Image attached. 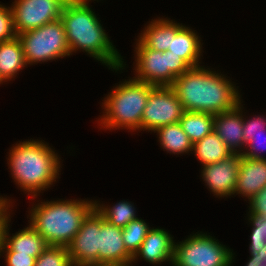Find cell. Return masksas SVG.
Instances as JSON below:
<instances>
[{
  "instance_id": "obj_23",
  "label": "cell",
  "mask_w": 266,
  "mask_h": 266,
  "mask_svg": "<svg viewBox=\"0 0 266 266\" xmlns=\"http://www.w3.org/2000/svg\"><path fill=\"white\" fill-rule=\"evenodd\" d=\"M154 132L159 135L162 148L170 153H187L193 149V143L179 122L159 127Z\"/></svg>"
},
{
  "instance_id": "obj_3",
  "label": "cell",
  "mask_w": 266,
  "mask_h": 266,
  "mask_svg": "<svg viewBox=\"0 0 266 266\" xmlns=\"http://www.w3.org/2000/svg\"><path fill=\"white\" fill-rule=\"evenodd\" d=\"M8 160L16 183L33 197L56 181L61 166L58 155L48 145L33 139L13 146Z\"/></svg>"
},
{
  "instance_id": "obj_14",
  "label": "cell",
  "mask_w": 266,
  "mask_h": 266,
  "mask_svg": "<svg viewBox=\"0 0 266 266\" xmlns=\"http://www.w3.org/2000/svg\"><path fill=\"white\" fill-rule=\"evenodd\" d=\"M174 246L175 242L167 231L160 228H152L148 231L131 262H135L140 256L146 262L148 261L152 264H159L164 261L173 263Z\"/></svg>"
},
{
  "instance_id": "obj_34",
  "label": "cell",
  "mask_w": 266,
  "mask_h": 266,
  "mask_svg": "<svg viewBox=\"0 0 266 266\" xmlns=\"http://www.w3.org/2000/svg\"><path fill=\"white\" fill-rule=\"evenodd\" d=\"M9 206L10 202L8 199L0 197V225H5L8 216H10L7 212V210H9Z\"/></svg>"
},
{
  "instance_id": "obj_10",
  "label": "cell",
  "mask_w": 266,
  "mask_h": 266,
  "mask_svg": "<svg viewBox=\"0 0 266 266\" xmlns=\"http://www.w3.org/2000/svg\"><path fill=\"white\" fill-rule=\"evenodd\" d=\"M68 0H15L11 11L16 35L60 19Z\"/></svg>"
},
{
  "instance_id": "obj_20",
  "label": "cell",
  "mask_w": 266,
  "mask_h": 266,
  "mask_svg": "<svg viewBox=\"0 0 266 266\" xmlns=\"http://www.w3.org/2000/svg\"><path fill=\"white\" fill-rule=\"evenodd\" d=\"M27 66L23 47L16 37L7 42L0 43V80L6 82L15 77L17 72Z\"/></svg>"
},
{
  "instance_id": "obj_17",
  "label": "cell",
  "mask_w": 266,
  "mask_h": 266,
  "mask_svg": "<svg viewBox=\"0 0 266 266\" xmlns=\"http://www.w3.org/2000/svg\"><path fill=\"white\" fill-rule=\"evenodd\" d=\"M9 220L8 217L3 228V241L0 253L6 250L5 252L29 254L37 258L49 246L46 240L30 224L10 237L8 231Z\"/></svg>"
},
{
  "instance_id": "obj_2",
  "label": "cell",
  "mask_w": 266,
  "mask_h": 266,
  "mask_svg": "<svg viewBox=\"0 0 266 266\" xmlns=\"http://www.w3.org/2000/svg\"><path fill=\"white\" fill-rule=\"evenodd\" d=\"M87 1L68 0L62 10L60 19L64 25L70 53L72 55V52L82 49L109 66V69L117 71L124 67V61Z\"/></svg>"
},
{
  "instance_id": "obj_27",
  "label": "cell",
  "mask_w": 266,
  "mask_h": 266,
  "mask_svg": "<svg viewBox=\"0 0 266 266\" xmlns=\"http://www.w3.org/2000/svg\"><path fill=\"white\" fill-rule=\"evenodd\" d=\"M253 229L251 233L250 253H257L266 243V215L263 217L249 214Z\"/></svg>"
},
{
  "instance_id": "obj_24",
  "label": "cell",
  "mask_w": 266,
  "mask_h": 266,
  "mask_svg": "<svg viewBox=\"0 0 266 266\" xmlns=\"http://www.w3.org/2000/svg\"><path fill=\"white\" fill-rule=\"evenodd\" d=\"M95 208L108 223L120 228H124L129 222L138 218L135 208L127 201L118 202L112 207L101 206L95 201Z\"/></svg>"
},
{
  "instance_id": "obj_18",
  "label": "cell",
  "mask_w": 266,
  "mask_h": 266,
  "mask_svg": "<svg viewBox=\"0 0 266 266\" xmlns=\"http://www.w3.org/2000/svg\"><path fill=\"white\" fill-rule=\"evenodd\" d=\"M201 39L189 27L183 26L176 35H171V43L168 47L170 54L180 56L191 68L199 65L201 53Z\"/></svg>"
},
{
  "instance_id": "obj_33",
  "label": "cell",
  "mask_w": 266,
  "mask_h": 266,
  "mask_svg": "<svg viewBox=\"0 0 266 266\" xmlns=\"http://www.w3.org/2000/svg\"><path fill=\"white\" fill-rule=\"evenodd\" d=\"M251 258L246 266H266V243L257 253H250Z\"/></svg>"
},
{
  "instance_id": "obj_7",
  "label": "cell",
  "mask_w": 266,
  "mask_h": 266,
  "mask_svg": "<svg viewBox=\"0 0 266 266\" xmlns=\"http://www.w3.org/2000/svg\"><path fill=\"white\" fill-rule=\"evenodd\" d=\"M17 37L22 44L26 64L55 60L71 54L61 19L23 32Z\"/></svg>"
},
{
  "instance_id": "obj_30",
  "label": "cell",
  "mask_w": 266,
  "mask_h": 266,
  "mask_svg": "<svg viewBox=\"0 0 266 266\" xmlns=\"http://www.w3.org/2000/svg\"><path fill=\"white\" fill-rule=\"evenodd\" d=\"M249 213L263 217L266 215V187L260 190L250 200Z\"/></svg>"
},
{
  "instance_id": "obj_1",
  "label": "cell",
  "mask_w": 266,
  "mask_h": 266,
  "mask_svg": "<svg viewBox=\"0 0 266 266\" xmlns=\"http://www.w3.org/2000/svg\"><path fill=\"white\" fill-rule=\"evenodd\" d=\"M171 87L184 111L216 115L234 109L241 102L237 89L224 75L201 66L178 76Z\"/></svg>"
},
{
  "instance_id": "obj_19",
  "label": "cell",
  "mask_w": 266,
  "mask_h": 266,
  "mask_svg": "<svg viewBox=\"0 0 266 266\" xmlns=\"http://www.w3.org/2000/svg\"><path fill=\"white\" fill-rule=\"evenodd\" d=\"M183 27L172 20L157 19L151 21L141 33L139 41L146 47L157 51H167L171 43V35L176 33Z\"/></svg>"
},
{
  "instance_id": "obj_8",
  "label": "cell",
  "mask_w": 266,
  "mask_h": 266,
  "mask_svg": "<svg viewBox=\"0 0 266 266\" xmlns=\"http://www.w3.org/2000/svg\"><path fill=\"white\" fill-rule=\"evenodd\" d=\"M233 253L212 236L197 233L174 246L173 266H231Z\"/></svg>"
},
{
  "instance_id": "obj_11",
  "label": "cell",
  "mask_w": 266,
  "mask_h": 266,
  "mask_svg": "<svg viewBox=\"0 0 266 266\" xmlns=\"http://www.w3.org/2000/svg\"><path fill=\"white\" fill-rule=\"evenodd\" d=\"M104 221L96 208L83 220L81 228L67 246L73 266L98 264L99 229Z\"/></svg>"
},
{
  "instance_id": "obj_36",
  "label": "cell",
  "mask_w": 266,
  "mask_h": 266,
  "mask_svg": "<svg viewBox=\"0 0 266 266\" xmlns=\"http://www.w3.org/2000/svg\"><path fill=\"white\" fill-rule=\"evenodd\" d=\"M3 228H4V225H0V249H1V244L3 241ZM0 255H1V253H0Z\"/></svg>"
},
{
  "instance_id": "obj_16",
  "label": "cell",
  "mask_w": 266,
  "mask_h": 266,
  "mask_svg": "<svg viewBox=\"0 0 266 266\" xmlns=\"http://www.w3.org/2000/svg\"><path fill=\"white\" fill-rule=\"evenodd\" d=\"M266 187V158L250 159L241 155L234 194H242L250 200Z\"/></svg>"
},
{
  "instance_id": "obj_22",
  "label": "cell",
  "mask_w": 266,
  "mask_h": 266,
  "mask_svg": "<svg viewBox=\"0 0 266 266\" xmlns=\"http://www.w3.org/2000/svg\"><path fill=\"white\" fill-rule=\"evenodd\" d=\"M179 123L193 144L214 131V115L208 113L184 111Z\"/></svg>"
},
{
  "instance_id": "obj_13",
  "label": "cell",
  "mask_w": 266,
  "mask_h": 266,
  "mask_svg": "<svg viewBox=\"0 0 266 266\" xmlns=\"http://www.w3.org/2000/svg\"><path fill=\"white\" fill-rule=\"evenodd\" d=\"M132 256L127 252L122 228L111 225L106 220L99 229L98 264L131 262Z\"/></svg>"
},
{
  "instance_id": "obj_32",
  "label": "cell",
  "mask_w": 266,
  "mask_h": 266,
  "mask_svg": "<svg viewBox=\"0 0 266 266\" xmlns=\"http://www.w3.org/2000/svg\"><path fill=\"white\" fill-rule=\"evenodd\" d=\"M261 116L254 117L252 120H247V122L243 119V134H258L266 131V119Z\"/></svg>"
},
{
  "instance_id": "obj_31",
  "label": "cell",
  "mask_w": 266,
  "mask_h": 266,
  "mask_svg": "<svg viewBox=\"0 0 266 266\" xmlns=\"http://www.w3.org/2000/svg\"><path fill=\"white\" fill-rule=\"evenodd\" d=\"M7 266H34L36 258L29 254H18V252H6Z\"/></svg>"
},
{
  "instance_id": "obj_15",
  "label": "cell",
  "mask_w": 266,
  "mask_h": 266,
  "mask_svg": "<svg viewBox=\"0 0 266 266\" xmlns=\"http://www.w3.org/2000/svg\"><path fill=\"white\" fill-rule=\"evenodd\" d=\"M240 105L241 102L234 109L214 115V131L232 153H241L236 148L246 146L242 132V105Z\"/></svg>"
},
{
  "instance_id": "obj_28",
  "label": "cell",
  "mask_w": 266,
  "mask_h": 266,
  "mask_svg": "<svg viewBox=\"0 0 266 266\" xmlns=\"http://www.w3.org/2000/svg\"><path fill=\"white\" fill-rule=\"evenodd\" d=\"M16 37L11 8L0 4V43L11 41Z\"/></svg>"
},
{
  "instance_id": "obj_29",
  "label": "cell",
  "mask_w": 266,
  "mask_h": 266,
  "mask_svg": "<svg viewBox=\"0 0 266 266\" xmlns=\"http://www.w3.org/2000/svg\"><path fill=\"white\" fill-rule=\"evenodd\" d=\"M262 134L263 133H258V134H243L245 144L248 145L247 147H250V149H248L247 151H243L241 149L240 151H241V155L242 156L247 157V158H250V159H265V157H263L262 155H260L256 151V150H259L257 148L260 146V144L263 143L262 141H259V140H261V135ZM257 141H259L260 144Z\"/></svg>"
},
{
  "instance_id": "obj_25",
  "label": "cell",
  "mask_w": 266,
  "mask_h": 266,
  "mask_svg": "<svg viewBox=\"0 0 266 266\" xmlns=\"http://www.w3.org/2000/svg\"><path fill=\"white\" fill-rule=\"evenodd\" d=\"M151 228L142 219H135L122 228L123 241L127 252L133 257Z\"/></svg>"
},
{
  "instance_id": "obj_21",
  "label": "cell",
  "mask_w": 266,
  "mask_h": 266,
  "mask_svg": "<svg viewBox=\"0 0 266 266\" xmlns=\"http://www.w3.org/2000/svg\"><path fill=\"white\" fill-rule=\"evenodd\" d=\"M192 151L203 166L220 162L233 154L215 131L195 142Z\"/></svg>"
},
{
  "instance_id": "obj_9",
  "label": "cell",
  "mask_w": 266,
  "mask_h": 266,
  "mask_svg": "<svg viewBox=\"0 0 266 266\" xmlns=\"http://www.w3.org/2000/svg\"><path fill=\"white\" fill-rule=\"evenodd\" d=\"M183 113L184 108L171 86H154L143 110L141 129L155 131L179 122Z\"/></svg>"
},
{
  "instance_id": "obj_35",
  "label": "cell",
  "mask_w": 266,
  "mask_h": 266,
  "mask_svg": "<svg viewBox=\"0 0 266 266\" xmlns=\"http://www.w3.org/2000/svg\"><path fill=\"white\" fill-rule=\"evenodd\" d=\"M132 262H126V263H109V264H95L93 266H130Z\"/></svg>"
},
{
  "instance_id": "obj_5",
  "label": "cell",
  "mask_w": 266,
  "mask_h": 266,
  "mask_svg": "<svg viewBox=\"0 0 266 266\" xmlns=\"http://www.w3.org/2000/svg\"><path fill=\"white\" fill-rule=\"evenodd\" d=\"M153 87L133 78L116 86L104 100L105 114L100 125L106 129L141 130L143 110Z\"/></svg>"
},
{
  "instance_id": "obj_12",
  "label": "cell",
  "mask_w": 266,
  "mask_h": 266,
  "mask_svg": "<svg viewBox=\"0 0 266 266\" xmlns=\"http://www.w3.org/2000/svg\"><path fill=\"white\" fill-rule=\"evenodd\" d=\"M241 153H233L227 159L203 166L202 178L214 195H234L240 167Z\"/></svg>"
},
{
  "instance_id": "obj_4",
  "label": "cell",
  "mask_w": 266,
  "mask_h": 266,
  "mask_svg": "<svg viewBox=\"0 0 266 266\" xmlns=\"http://www.w3.org/2000/svg\"><path fill=\"white\" fill-rule=\"evenodd\" d=\"M94 208V201L82 199L41 202L32 207L29 223L48 245L67 247Z\"/></svg>"
},
{
  "instance_id": "obj_26",
  "label": "cell",
  "mask_w": 266,
  "mask_h": 266,
  "mask_svg": "<svg viewBox=\"0 0 266 266\" xmlns=\"http://www.w3.org/2000/svg\"><path fill=\"white\" fill-rule=\"evenodd\" d=\"M34 266H73L68 248L49 245L37 258Z\"/></svg>"
},
{
  "instance_id": "obj_6",
  "label": "cell",
  "mask_w": 266,
  "mask_h": 266,
  "mask_svg": "<svg viewBox=\"0 0 266 266\" xmlns=\"http://www.w3.org/2000/svg\"><path fill=\"white\" fill-rule=\"evenodd\" d=\"M136 67L138 73L133 77L137 81L154 86H171L174 80L191 67L170 51H157L146 48L139 40L136 47Z\"/></svg>"
}]
</instances>
